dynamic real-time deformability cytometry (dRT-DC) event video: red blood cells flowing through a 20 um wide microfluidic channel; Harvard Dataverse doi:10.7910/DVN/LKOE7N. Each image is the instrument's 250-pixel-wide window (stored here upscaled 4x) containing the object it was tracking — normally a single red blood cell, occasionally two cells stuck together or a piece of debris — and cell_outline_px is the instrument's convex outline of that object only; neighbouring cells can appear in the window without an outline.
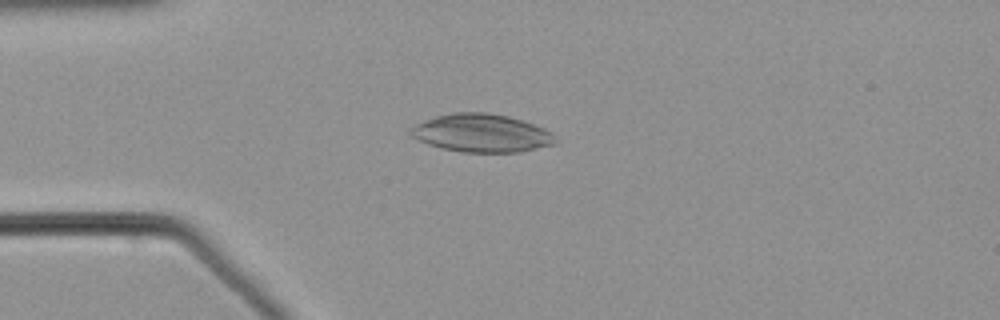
{"species": "common noctule bat (a hibernating species)", "species_latin": "Nyctalus noctula", "temperature_condition": "warm", "stored_images_in_passage": 41, "camera_frame_rate_fps": 3000, "um_per_image_px": 0.085, "animal": {"sex": "male", "body_mass_g": 21.5, "forearm_length_mm": 52.0}, "frame": {"image": 1, "passage_image": 6, "time_ms": 1.667, "image_size_px": [1000, 320], "cell_outline_px": [[556, 144], [520, 152], [460, 152], [440, 148], [428, 144], [412, 136], [408, 132], [408, 128], [424, 120], [436, 116], [452, 112], [488, 112], [508, 116], [544, 128], [556, 140]], "centroid_in_image_um": [40.88, 11.31], "position_along_channel_um": 44.1, "area_um2": 32.08}}
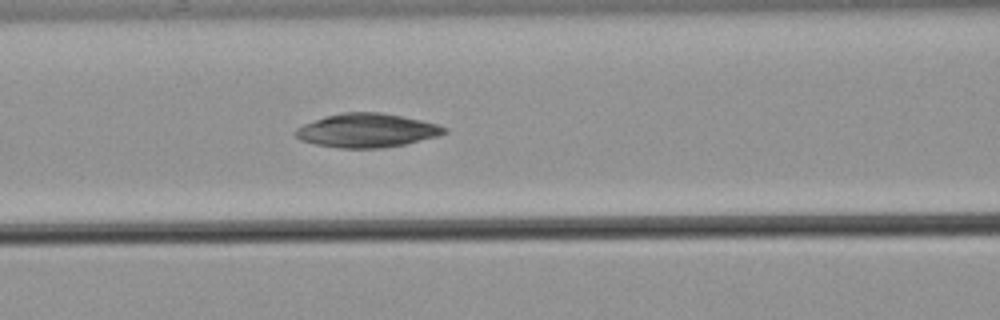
{"frame": {"image": 2, "passage_image": 15, "time_ms": 4.667, "image_size_px": [1000, 320], "cell_outline_px": [[448, 132], [436, 136], [404, 144], [384, 148], [340, 148], [316, 144], [300, 140], [292, 132], [296, 128], [304, 124], [328, 116], [344, 112], [380, 112], [420, 120], [436, 124], [448, 128]], "centroid_in_image_um": [31.17, 11.09], "position_along_channel_um": 135.4, "area_um2": 29.02}}
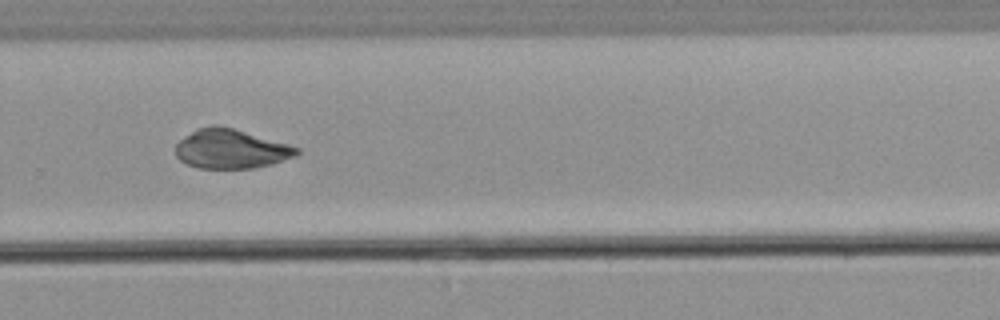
{"frame": {"image": 3, "passage_image": 29, "time_ms": 9.333, "image_size_px": [1000, 320], "cell_outline_px": [[300, 152], [296, 156], [272, 164], [252, 168], [200, 168], [188, 164], [180, 160], [176, 156], [176, 144], [180, 140], [196, 128], [212, 124], [216, 124], [232, 128], [288, 144], [300, 148]], "centroid_in_image_um": [19.62, 12.65], "position_along_channel_um": 310.2, "area_um2": 27.63}}